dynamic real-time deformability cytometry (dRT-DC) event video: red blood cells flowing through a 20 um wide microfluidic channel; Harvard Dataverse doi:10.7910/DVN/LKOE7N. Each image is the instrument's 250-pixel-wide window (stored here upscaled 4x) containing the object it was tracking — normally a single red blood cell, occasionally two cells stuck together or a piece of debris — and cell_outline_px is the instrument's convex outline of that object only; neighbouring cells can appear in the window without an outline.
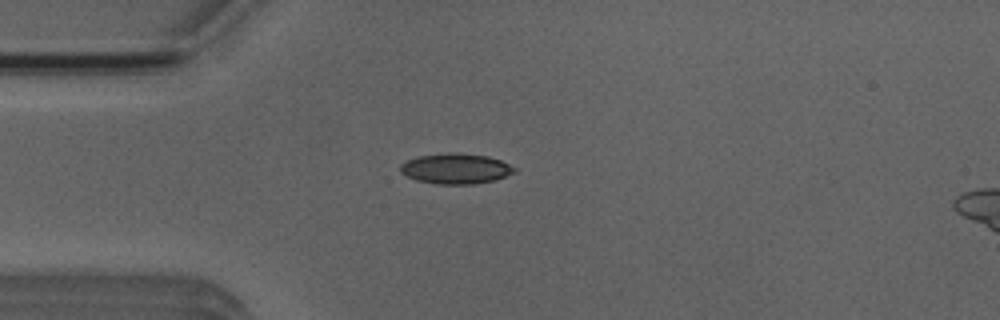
{"species": "Egyptian fruit bat (a non-hibernating species)", "species_latin": "Rousettus aegyptiacus", "temperature_condition": "room temperature", "stored_images_in_passage": 36, "camera_frame_rate_fps": 3000, "um_per_image_px": 0.085, "animal": {"sex": "male"}, "frame": {"image": 1, "passage_image": 1, "time_ms": 0.0, "image_size_px": [1000, 320], "cell_outline_px": [[516, 172], [496, 180], [472, 184], [436, 184], [416, 180], [400, 172], [400, 164], [408, 160], [420, 156], [448, 152], [456, 152], [488, 156], [500, 160], [516, 168]], "centroid_in_image_um": [38.75, 14.33], "position_along_channel_um": 46.2, "area_um2": 20.23}}
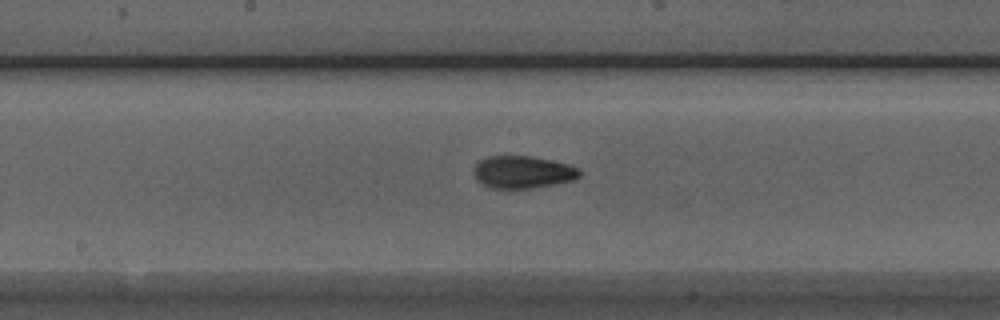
{"frame": {"image": 2, "passage_image": 14, "time_ms": 4.333, "image_size_px": [1000, 320], "cell_outline_px": [[580, 176], [572, 180], [532, 188], [492, 188], [476, 180], [472, 172], [472, 168], [480, 160], [488, 156], [532, 156], [568, 164], [580, 168]], "centroid_in_image_um": [44.4, 14.62], "position_along_channel_um": 203.8, "area_um2": 19.94}}
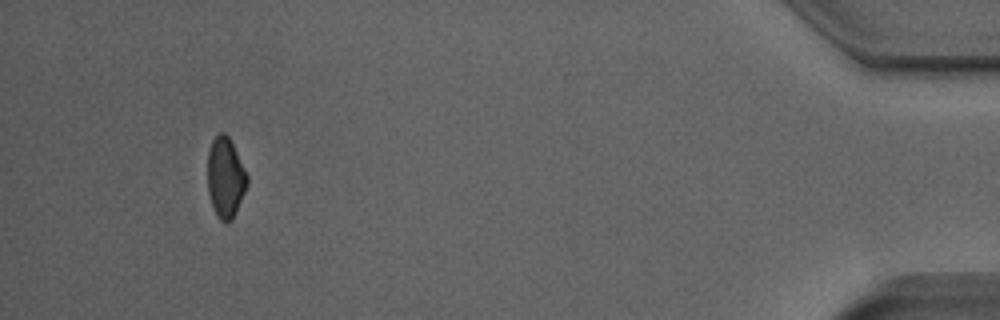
{"frame": {"image": 3, "passage_image": 36, "time_ms": 11.667, "image_size_px": [1000, 320], "cell_outline_px": [[248, 184], [236, 212], [232, 220], [228, 224], [224, 224], [216, 216], [212, 208], [208, 192], [208, 152], [212, 140], [220, 132], [224, 132], [228, 136], [248, 176]], "centroid_in_image_um": [19.15, 15.16], "position_along_channel_um": 416.0, "area_um2": 18.61}, "authors_computed_cell_mechanics": {"area_um2": 19.6809, "velocity_mm_per_s": 3.9418, "shape_relaxation_time_tau1_ms": 5.1965, "shape_relaxation_time_tau2_ms": 3.5554, "deformation_change_tau1": 0.1366, "deformation_change_tau2": 0.0876}}